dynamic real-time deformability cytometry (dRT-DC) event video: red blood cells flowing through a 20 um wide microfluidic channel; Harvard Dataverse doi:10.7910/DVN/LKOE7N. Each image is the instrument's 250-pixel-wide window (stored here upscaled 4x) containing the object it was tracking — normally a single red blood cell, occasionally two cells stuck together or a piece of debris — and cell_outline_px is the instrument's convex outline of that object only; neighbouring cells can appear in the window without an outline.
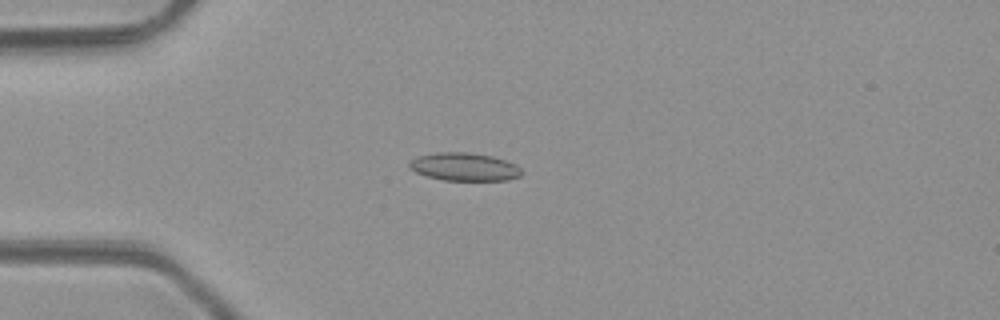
{"species": "common noctule bat (a hibernating species)", "species_latin": "Nyctalus noctula", "temperature_condition": "room temperature", "stored_images_in_passage": 6, "camera_frame_rate_fps": 3000, "um_per_image_px": 0.085, "animal": {"sex": "male", "body_mass_g": 23.1, "forearm_length_mm": 52.7}, "frame": {"image": 1, "passage_image": 4, "time_ms": 3.667, "image_size_px": [1000, 320], "cell_outline_px": [[524, 172], [520, 176], [508, 180], [444, 180], [428, 176], [416, 172], [408, 168], [408, 164], [416, 156], [436, 152], [468, 152], [492, 156], [516, 164]], "centroid_in_image_um": [39.47, 14.17], "position_along_channel_um": 45.5, "area_um2": 18.38}}
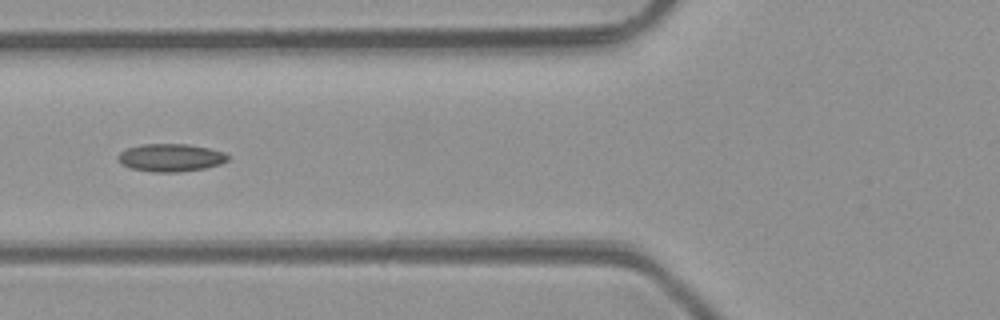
{"frame": {"image": 2, "passage_image": 6, "time_ms": 5.667, "image_size_px": [1000, 320], "cell_outline_px": [[228, 160], [220, 164], [204, 168], [180, 172], [152, 172], [132, 168], [124, 164], [116, 156], [120, 152], [128, 148], [140, 144], [188, 144], [208, 148], [224, 152], [228, 156]], "centroid_in_image_um": [14.52, 13.39], "position_along_channel_um": 111.3, "area_um2": 17.63}}